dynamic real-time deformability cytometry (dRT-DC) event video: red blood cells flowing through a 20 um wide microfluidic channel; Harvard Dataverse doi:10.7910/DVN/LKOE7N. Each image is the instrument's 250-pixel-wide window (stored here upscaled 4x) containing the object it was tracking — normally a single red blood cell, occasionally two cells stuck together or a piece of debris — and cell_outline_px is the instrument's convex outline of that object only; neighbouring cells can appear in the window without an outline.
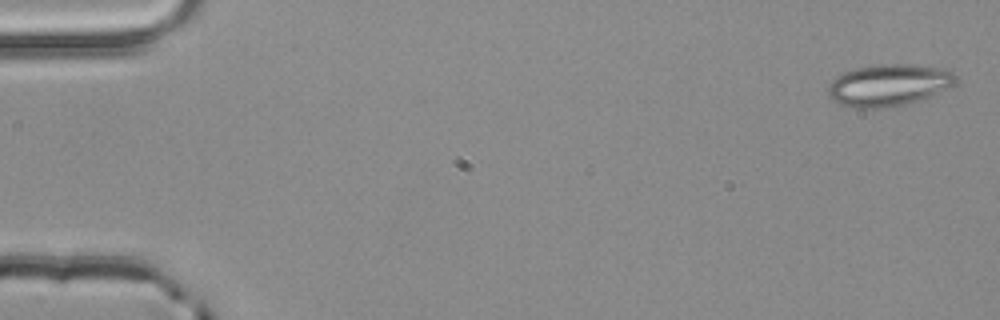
{"species": "common noctule bat (a hibernating species)", "species_latin": "Nyctalus noctula", "temperature_condition": "room temperature", "stored_images_in_passage": 4, "camera_frame_rate_fps": 3000, "um_per_image_px": 0.085, "animal": {"sex": "male", "body_mass_g": 20.4}, "frame": {"image": 1, "passage_image": 1, "time_ms": 0.0, "image_size_px": [1000, 320], "cell_outline_px": [[956, 80], [952, 84], [928, 96], [908, 104], [888, 108], [852, 108], [840, 104], [832, 100], [828, 96], [828, 84], [836, 76], [844, 72], [856, 68], [880, 64], [912, 64], [948, 68], [956, 76]], "centroid_in_image_um": [75.49, 7.23], "position_along_channel_um": 9.5, "area_um2": 31.21}}